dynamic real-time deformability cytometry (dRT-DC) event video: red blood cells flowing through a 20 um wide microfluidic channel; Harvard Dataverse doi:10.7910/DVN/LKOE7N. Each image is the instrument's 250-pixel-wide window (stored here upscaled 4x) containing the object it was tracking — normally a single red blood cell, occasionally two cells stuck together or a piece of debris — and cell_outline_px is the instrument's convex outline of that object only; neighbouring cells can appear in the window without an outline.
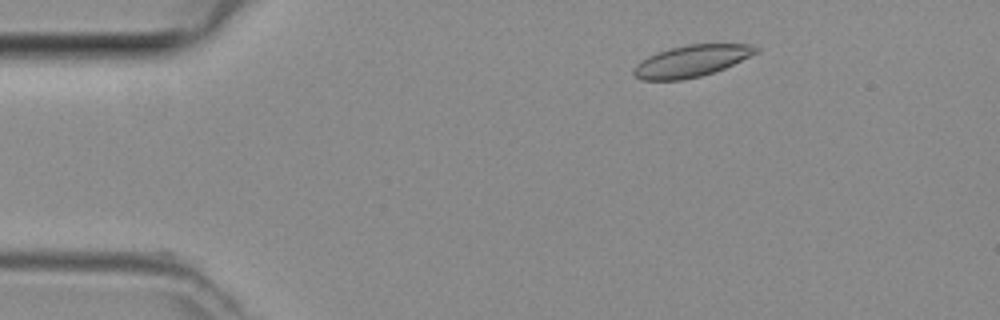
{"species": "common noctule bat (a hibernating species)", "species_latin": "Nyctalus noctula", "temperature_condition": "room temperature", "stored_images_in_passage": 4, "camera_frame_rate_fps": 3000, "um_per_image_px": 0.085, "animal": {"sex": "female", "body_mass_g": 29.2, "forearm_length_mm": 56.3}, "frame": {"image": 1, "passage_image": 2, "time_ms": 0.333, "image_size_px": [1000, 320], "cell_outline_px": [[760, 52], [724, 68], [700, 76], [680, 80], [644, 80], [636, 76], [632, 72], [636, 64], [648, 56], [668, 48], [688, 44], [748, 44], [760, 48]], "centroid_in_image_um": [58.79, 5.17], "position_along_channel_um": 26.2, "area_um2": 22.43}}